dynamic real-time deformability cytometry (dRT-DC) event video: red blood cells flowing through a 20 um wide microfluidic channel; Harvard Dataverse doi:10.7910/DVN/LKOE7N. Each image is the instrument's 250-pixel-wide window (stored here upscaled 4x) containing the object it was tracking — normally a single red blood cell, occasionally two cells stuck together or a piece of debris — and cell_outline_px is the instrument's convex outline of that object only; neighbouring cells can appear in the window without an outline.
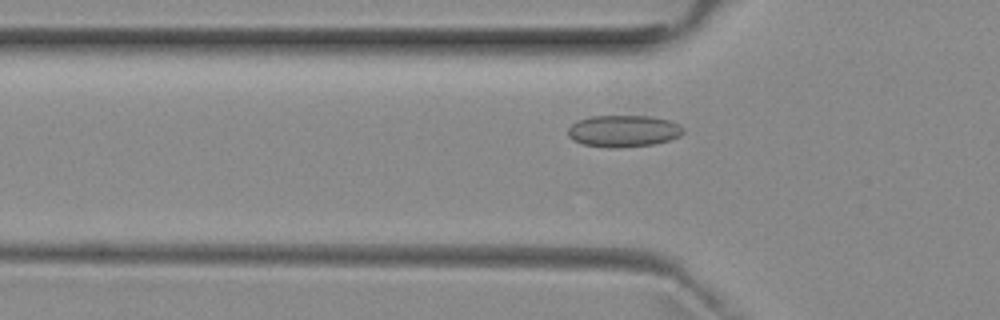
{"species": "common noctule bat (a hibernating species)", "species_latin": "Nyctalus noctula", "temperature_condition": "room temperature", "stored_images_in_passage": 46, "camera_frame_rate_fps": 3000, "um_per_image_px": 0.085, "animal": {"sex": "female", "body_mass_g": 29.2, "forearm_length_mm": 56.3}, "frame": {"image": 1, "passage_image": 17, "time_ms": 5.333, "image_size_px": [1000, 320], "cell_outline_px": [[684, 132], [680, 136], [668, 140], [652, 144], [616, 148], [612, 148], [584, 144], [572, 140], [568, 136], [568, 128], [576, 120], [592, 116], [652, 116], [668, 120], [680, 124], [684, 128]], "centroid_in_image_um": [52.99, 11.13], "position_along_channel_um": 72.8, "area_um2": 21.39}}
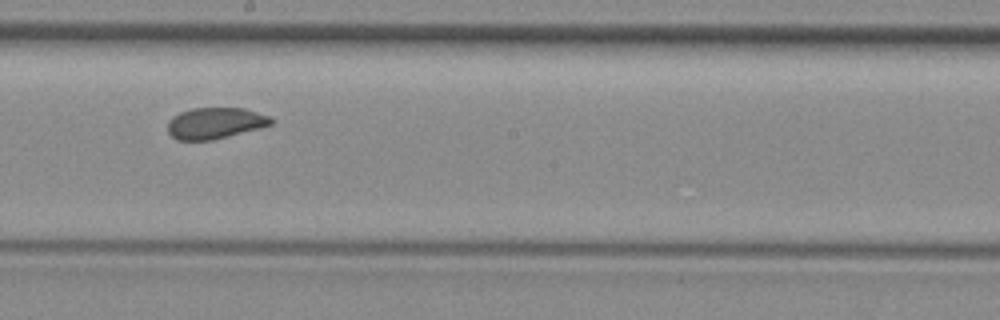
{"frame": {"image": 2, "passage_image": 29, "time_ms": 9.333, "image_size_px": [1000, 320], "cell_outline_px": [[276, 120], [272, 124], [212, 140], [176, 140], [168, 132], [168, 120], [172, 116], [180, 112], [192, 108], [244, 108], [268, 116]], "centroid_in_image_um": [18.25, 10.46], "position_along_channel_um": 230.0, "area_um2": 18.67}}
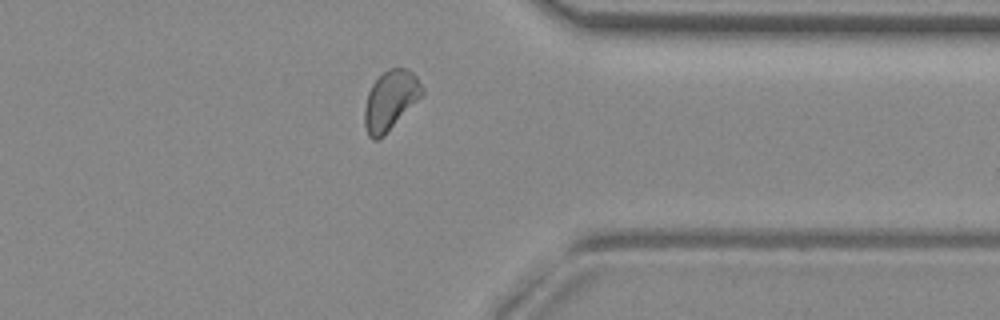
{"frame": {"image": 3, "passage_image": 41, "time_ms": 13.333, "image_size_px": [1000, 320], "cell_outline_px": [[424, 92], [384, 136], [376, 140], [372, 140], [368, 136], [364, 124], [364, 108], [368, 92], [372, 84], [388, 68], [404, 68], [412, 72], [416, 76], [424, 88]], "centroid_in_image_um": [33.15, 8.54], "position_along_channel_um": 378.2, "area_um2": 19.71}, "authors_computed_cell_mechanics": {"area_um2": 19.6809, "velocity_mm_per_s": 3.9248, "shape_relaxation_time_tau1_ms": 9.536, "shape_relaxation_time_tau2_ms": 1.1472, "deformation_change_tau1": 0.1157, "deformation_change_tau2": 0.0587}}